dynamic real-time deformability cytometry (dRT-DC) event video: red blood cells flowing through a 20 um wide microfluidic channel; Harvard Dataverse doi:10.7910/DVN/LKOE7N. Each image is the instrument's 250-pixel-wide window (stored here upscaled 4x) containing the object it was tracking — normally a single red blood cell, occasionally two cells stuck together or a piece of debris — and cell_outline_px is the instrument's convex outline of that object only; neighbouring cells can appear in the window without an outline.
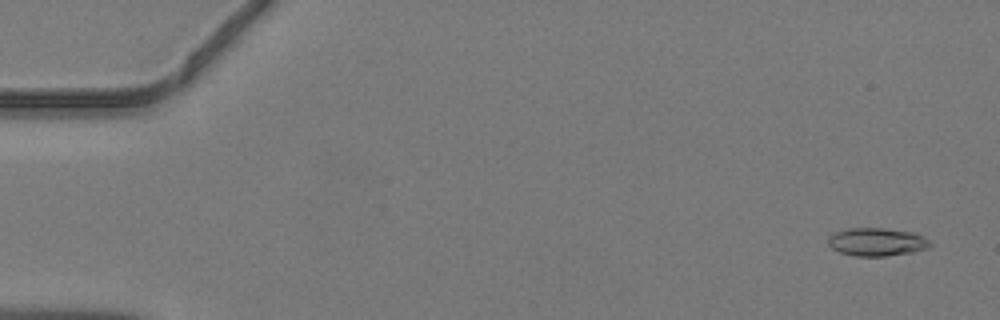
{"species": "common noctule bat (a hibernating species)", "species_latin": "Nyctalus noctula", "temperature_condition": "warm", "stored_images_in_passage": 46, "camera_frame_rate_fps": 3000, "um_per_image_px": 0.085, "animal": {"sex": "male", "body_mass_g": 19.2, "forearm_length_mm": 51.8}, "frame": {"image": 1, "passage_image": 2, "time_ms": 0.333, "image_size_px": [1000, 320], "cell_outline_px": [[932, 244], [928, 248], [912, 252], [884, 256], [856, 256], [840, 252], [832, 248], [828, 244], [828, 236], [836, 232], [848, 228], [884, 228], [912, 232], [924, 236], [932, 240]], "centroid_in_image_um": [74.56, 20.56], "position_along_channel_um": 10.4, "area_um2": 16.76}}
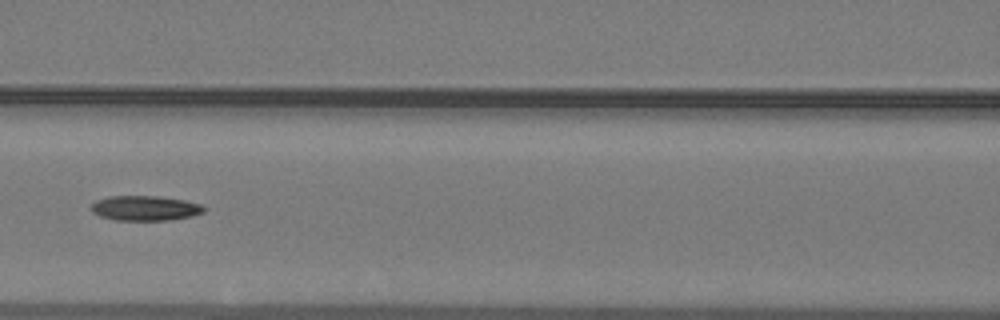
{"frame": {"image": 2, "passage_image": 21, "time_ms": 6.667, "image_size_px": [1000, 320], "cell_outline_px": [[208, 208], [204, 212], [192, 216], [172, 220], [116, 220], [100, 216], [92, 212], [92, 204], [96, 200], [108, 196], [156, 196], [184, 200], [200, 204]], "centroid_in_image_um": [12.36, 17.69], "position_along_channel_um": 154.2, "area_um2": 16.42}}
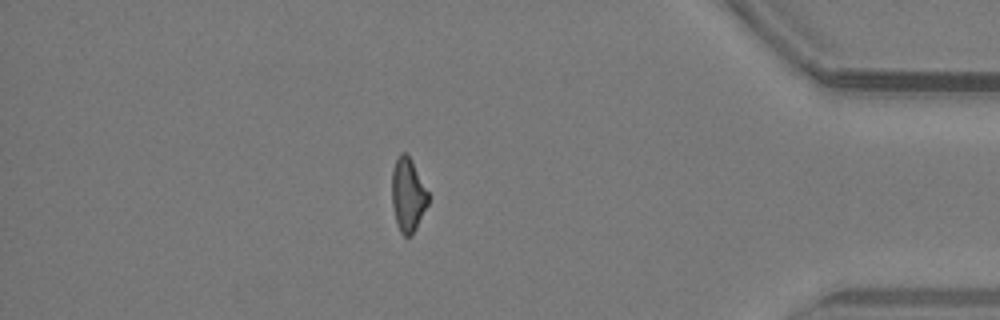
{"frame": {"image": 3, "passage_image": 40, "time_ms": 13.0, "image_size_px": [1000, 320], "cell_outline_px": [[428, 204], [412, 236], [404, 236], [400, 232], [396, 224], [392, 204], [392, 168], [396, 156], [400, 152], [404, 152], [412, 160], [428, 192]], "centroid_in_image_um": [34.65, 16.56], "position_along_channel_um": 400.5, "area_um2": 15.72}}